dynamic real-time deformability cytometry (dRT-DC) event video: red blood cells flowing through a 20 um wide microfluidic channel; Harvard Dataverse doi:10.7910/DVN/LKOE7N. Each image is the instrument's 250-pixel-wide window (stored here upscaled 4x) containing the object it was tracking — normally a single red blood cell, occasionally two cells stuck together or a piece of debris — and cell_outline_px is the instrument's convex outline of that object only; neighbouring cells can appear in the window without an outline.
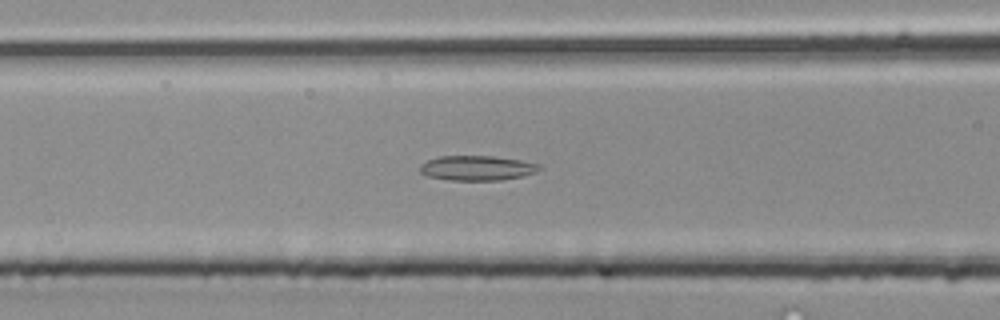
{"species": "common noctule bat (a hibernating species)", "species_latin": "Nyctalus noctula", "temperature_condition": "room temperature", "stored_images_in_passage": 46, "segment_of_instrument_passage": [2, 2], "camera_frame_rate_fps": 3000, "um_per_image_px": 0.085, "animal": {"sex": "male", "body_mass_g": 20.4}, "frame": {"image": 1, "passage_image": 19, "time_ms": 6.0, "image_size_px": [1000, 320], "cell_outline_px": [[544, 168], [536, 172], [524, 176], [500, 180], [452, 180], [428, 176], [420, 172], [420, 164], [428, 160], [440, 156], [492, 156], [520, 160], [540, 164]], "centroid_in_image_um": [40.59, 14.28], "position_along_channel_um": 126.0, "area_um2": 17.28}}
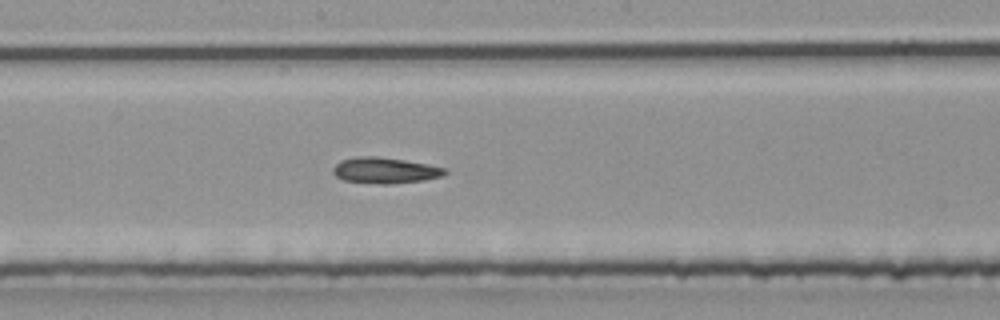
{"frame": {"image": 2, "passage_image": 25, "time_ms": 8.0, "image_size_px": [1000, 320], "cell_outline_px": [[448, 172], [444, 176], [424, 180], [388, 184], [380, 184], [344, 180], [336, 176], [332, 172], [332, 168], [340, 160], [356, 156], [376, 156], [404, 160], [428, 164], [448, 168]], "centroid_in_image_um": [32.75, 14.48], "position_along_channel_um": 215.5, "area_um2": 17.05}}
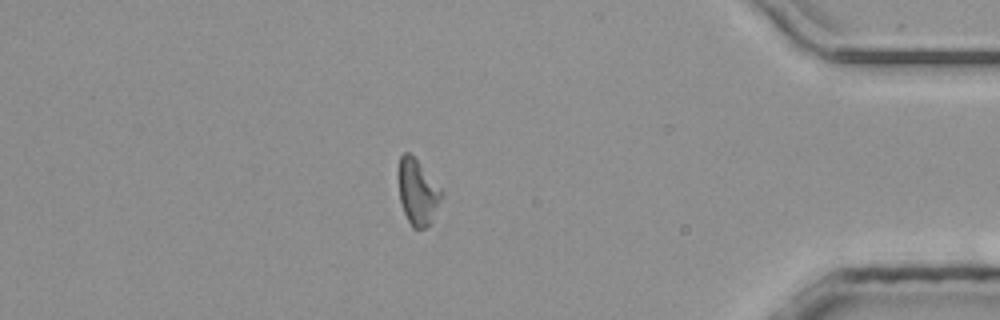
{"frame": {"image": 3, "passage_image": 40, "time_ms": 13.0, "image_size_px": [1000, 320], "cell_outline_px": [[444, 196], [428, 224], [424, 228], [412, 228], [404, 212], [400, 200], [396, 176], [400, 156], [404, 152], [408, 152], [416, 160], [444, 192]], "centroid_in_image_um": [35.46, 16.3], "position_along_channel_um": 399.7, "area_um2": 16.42}}